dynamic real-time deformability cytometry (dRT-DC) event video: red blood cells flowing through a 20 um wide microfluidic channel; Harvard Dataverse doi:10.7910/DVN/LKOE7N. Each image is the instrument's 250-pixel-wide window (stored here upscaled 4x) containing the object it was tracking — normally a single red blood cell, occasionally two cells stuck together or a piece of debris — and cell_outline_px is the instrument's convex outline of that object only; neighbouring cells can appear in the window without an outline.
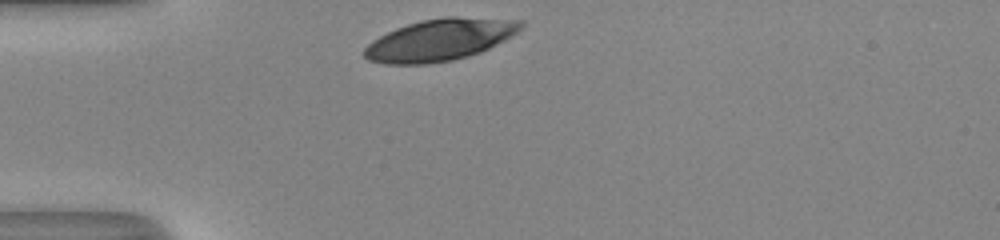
{"species": "human", "species_latin": "Homo sapiens", "temperature_condition": "room temperature", "stored_images_in_passage": 28, "camera_frame_rate_fps": 3000, "um_per_image_px": 0.085, "donor": {"sex": "male"}, "frame": {"image": 1, "passage_image": 1, "time_ms": 0.0, "image_size_px": [1000, 240], "cell_outline_px": [[524, 24], [516, 32], [488, 48], [480, 52], [452, 60], [424, 64], [384, 64], [368, 60], [364, 56], [364, 48], [372, 40], [396, 28], [420, 20], [444, 16], [452, 16], [524, 20]], "centroid_in_image_um": [37.35, 3.37], "position_along_channel_um": 47.7, "area_um2": 37.8}}
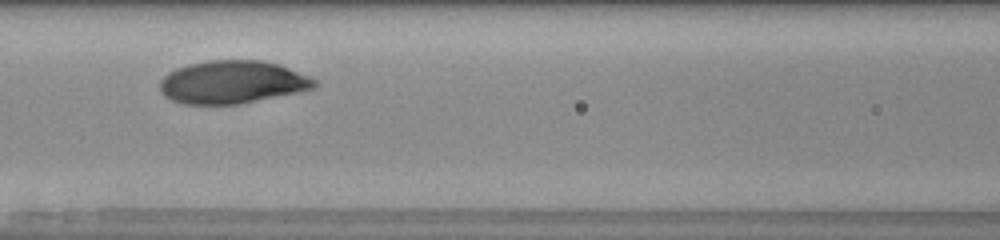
{"frame": {"image": 2, "passage_image": 10, "time_ms": 3.0, "image_size_px": [1000, 240], "cell_outline_px": [[316, 84], [312, 88], [296, 92], [236, 104], [184, 104], [172, 100], [164, 96], [160, 92], [160, 80], [168, 72], [176, 68], [188, 64], [208, 60], [264, 60], [280, 64], [308, 76], [316, 80]], "centroid_in_image_um": [19.69, 6.96], "position_along_channel_um": 146.9, "area_um2": 38.44}}
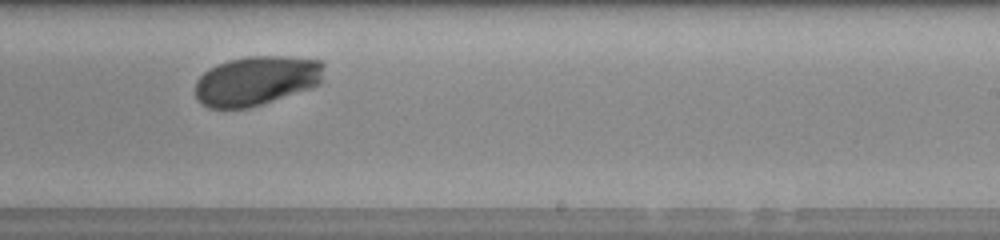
{"frame": {"image": 3, "passage_image": 19, "time_ms": 6.0, "image_size_px": [1000, 240], "cell_outline_px": [[324, 80], [320, 84], [312, 88], [248, 108], [208, 108], [200, 104], [196, 96], [196, 80], [208, 68], [216, 64], [228, 60], [248, 56], [284, 56], [324, 60]], "centroid_in_image_um": [21.83, 6.85], "position_along_channel_um": 267.2, "area_um2": 37.57}, "authors_computed_cell_mechanics": {"area_um2": 38.2925, "velocity_mm_per_s": 4.0247, "shape_relaxation_time_tau1_ms": 3.0869, "shape_relaxation_time_tau2_ms": null, "deformation_change_tau1": 0.1996, "deformation_change_tau2": null}}